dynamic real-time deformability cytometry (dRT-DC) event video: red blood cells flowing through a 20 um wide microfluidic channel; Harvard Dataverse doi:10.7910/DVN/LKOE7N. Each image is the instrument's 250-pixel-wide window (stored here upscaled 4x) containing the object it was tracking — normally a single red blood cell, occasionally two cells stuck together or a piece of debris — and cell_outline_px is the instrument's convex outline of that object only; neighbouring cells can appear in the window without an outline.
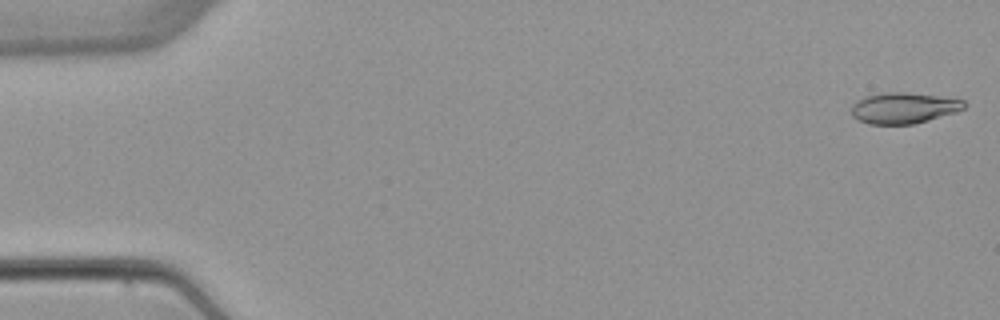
{"species": "common noctule bat (a hibernating species)", "species_latin": "Nyctalus noctula", "temperature_condition": "warm", "stored_images_in_passage": 4, "camera_frame_rate_fps": 3000, "um_per_image_px": 0.085, "animal": {"sex": "female", "body_mass_g": 22.7, "forearm_length_mm": 54.2}, "frame": {"image": 1, "passage_image": 1, "time_ms": 0.0, "image_size_px": [1000, 320], "cell_outline_px": [[968, 104], [964, 108], [956, 112], [928, 120], [912, 124], [868, 124], [852, 116], [852, 104], [856, 100], [880, 92], [904, 92], [936, 96], [964, 100]], "centroid_in_image_um": [76.81, 9.17], "position_along_channel_um": 8.2, "area_um2": 20.23}}
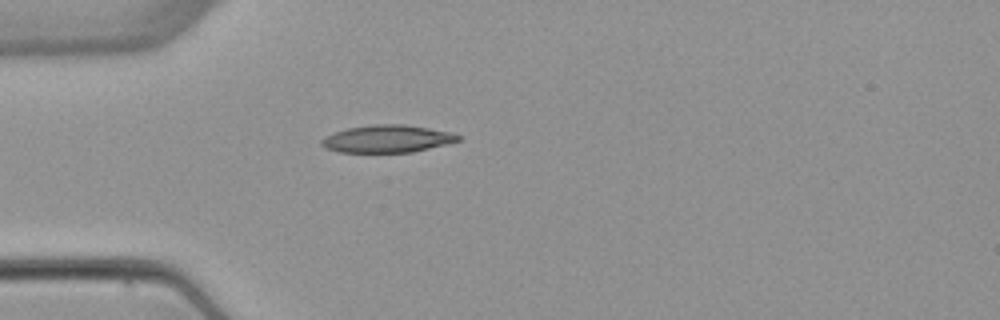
{"frame": {"image": 2, "passage_image": 4, "time_ms": 4.667, "image_size_px": [1000, 320], "cell_outline_px": [[460, 140], [448, 144], [412, 152], [340, 152], [328, 148], [320, 144], [320, 140], [324, 136], [348, 128], [372, 124], [404, 124], [452, 132], [460, 136]], "centroid_in_image_um": [32.93, 11.79], "position_along_channel_um": 52.1, "area_um2": 21.79}}